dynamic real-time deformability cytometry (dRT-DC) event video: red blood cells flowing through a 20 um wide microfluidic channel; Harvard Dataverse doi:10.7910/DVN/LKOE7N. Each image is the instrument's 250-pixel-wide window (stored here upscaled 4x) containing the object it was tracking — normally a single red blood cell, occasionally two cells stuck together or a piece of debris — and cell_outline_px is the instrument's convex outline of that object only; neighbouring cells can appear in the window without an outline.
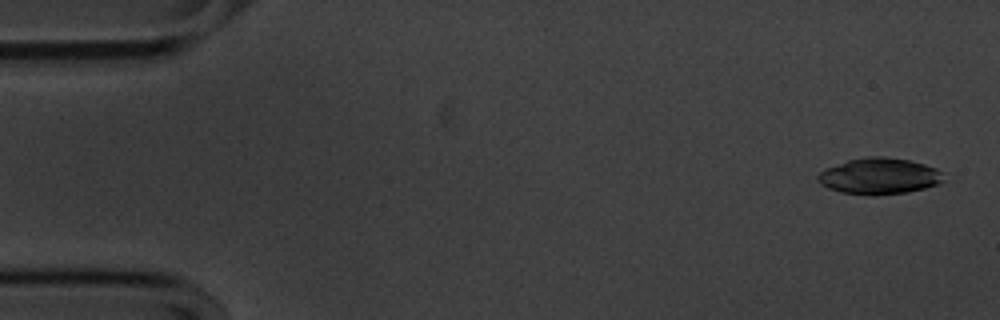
{"species": "common noctule bat (a hibernating species)", "species_latin": "Nyctalus noctula", "temperature_condition": "cold", "stored_images_in_passage": 55, "camera_frame_rate_fps": 3000, "um_per_image_px": 0.085, "animal": {"sex": "male", "body_mass_g": 20.1, "forearm_length_mm": 53.5}, "frame": {"image": 1, "passage_image": 2, "time_ms": 0.333, "image_size_px": [1000, 320], "cell_outline_px": [[944, 180], [936, 184], [924, 188], [908, 192], [876, 196], [872, 196], [840, 192], [828, 188], [820, 184], [816, 180], [816, 176], [820, 172], [828, 168], [848, 160], [868, 156], [884, 156], [908, 160], [924, 164], [936, 168], [940, 172]], "centroid_in_image_um": [74.7, 14.98], "position_along_channel_um": 10.3, "area_um2": 26.53}}